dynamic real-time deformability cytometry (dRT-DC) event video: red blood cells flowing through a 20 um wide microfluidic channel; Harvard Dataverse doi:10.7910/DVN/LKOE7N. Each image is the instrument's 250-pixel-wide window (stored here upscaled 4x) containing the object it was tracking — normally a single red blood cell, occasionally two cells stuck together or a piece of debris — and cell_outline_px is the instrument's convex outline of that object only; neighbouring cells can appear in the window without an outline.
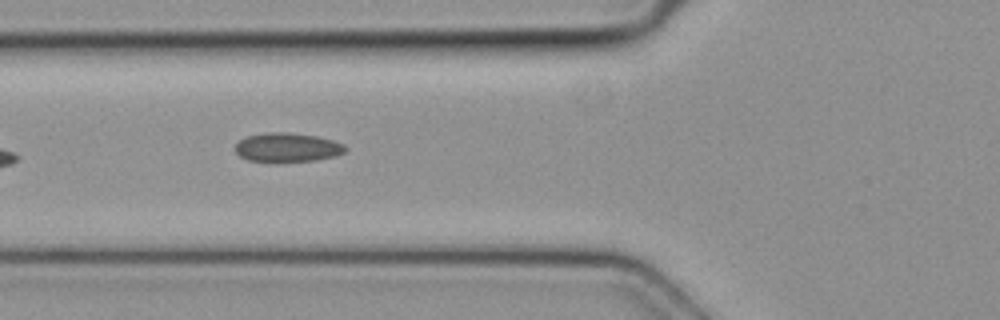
{"species": "common noctule bat (a hibernating species)", "species_latin": "Nyctalus noctula", "temperature_condition": "cold", "stored_images_in_passage": 6, "camera_frame_rate_fps": 3000, "um_per_image_px": 0.085, "animal": {"sex": "female", "body_mass_g": 19.3, "forearm_length_mm": 54.1}, "frame": {"image": 1, "passage_image": 5, "time_ms": 1.333, "image_size_px": [1000, 320], "cell_outline_px": [[348, 148], [344, 152], [332, 156], [316, 160], [248, 160], [240, 156], [236, 152], [236, 144], [240, 140], [248, 136], [268, 132], [288, 132], [316, 136], [332, 140], [344, 144]], "centroid_in_image_um": [24.44, 12.5], "position_along_channel_um": 101.4, "area_um2": 18.03}}
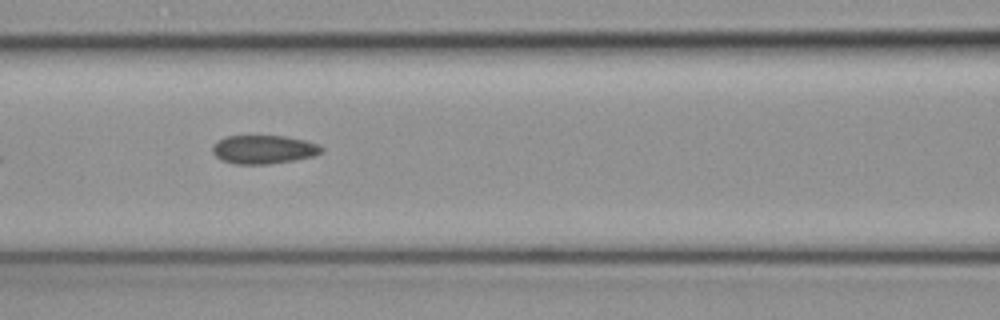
{"frame": {"image": 2, "passage_image": 6, "time_ms": 1.667, "image_size_px": [1000, 320], "cell_outline_px": [[324, 152], [312, 156], [296, 160], [268, 164], [236, 164], [220, 160], [212, 152], [212, 148], [220, 140], [228, 136], [284, 136], [304, 140], [316, 144], [324, 148]], "centroid_in_image_um": [22.43, 12.72], "position_along_channel_um": 144.2, "area_um2": 18.03}}